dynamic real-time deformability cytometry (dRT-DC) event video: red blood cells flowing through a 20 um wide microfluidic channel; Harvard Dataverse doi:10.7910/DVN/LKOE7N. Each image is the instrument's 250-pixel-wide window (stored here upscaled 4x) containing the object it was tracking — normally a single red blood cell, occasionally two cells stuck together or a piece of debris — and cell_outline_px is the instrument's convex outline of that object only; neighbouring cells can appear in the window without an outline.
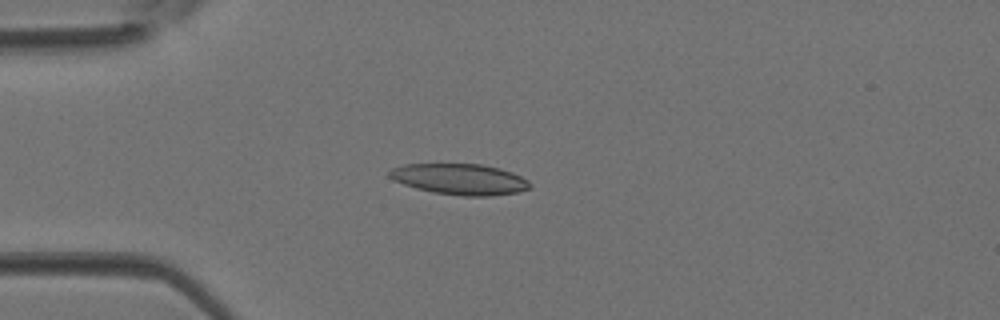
{"species": "Egyptian fruit bat (a non-hibernating species)", "species_latin": "Rousettus aegyptiacus", "temperature_condition": "room temperature", "stored_images_in_passage": 2, "camera_frame_rate_fps": 3000, "um_per_image_px": 0.085, "animal": {"sex": "female"}, "frame": {"image": 1, "passage_image": 2, "time_ms": 0.333, "image_size_px": [1000, 320], "cell_outline_px": [[532, 188], [516, 192], [492, 196], [464, 196], [432, 192], [416, 188], [392, 180], [388, 176], [388, 172], [392, 168], [404, 164], [480, 164], [500, 168], [512, 172], [528, 180], [532, 184]], "centroid_in_image_um": [39.09, 15.23], "position_along_channel_um": 45.9, "area_um2": 25.43}}